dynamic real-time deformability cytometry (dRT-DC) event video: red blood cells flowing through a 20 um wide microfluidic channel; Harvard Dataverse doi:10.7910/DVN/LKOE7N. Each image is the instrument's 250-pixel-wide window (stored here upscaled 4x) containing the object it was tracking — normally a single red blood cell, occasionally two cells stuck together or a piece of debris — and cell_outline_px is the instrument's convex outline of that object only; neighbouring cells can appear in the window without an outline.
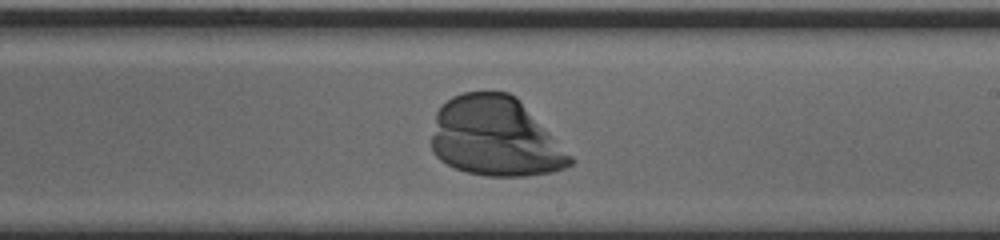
{"species": "human", "species_latin": "Homo sapiens", "temperature_condition": "cold", "stored_images_in_passage": 30, "camera_frame_rate_fps": 3000, "um_per_image_px": 0.085, "donor": {"sex": "male"}, "frame": {"image": 1, "passage_image": 15, "time_ms": 4.667, "image_size_px": [1000, 240], "cell_outline_px": [[572, 164], [564, 168], [552, 172], [528, 176], [484, 176], [464, 172], [440, 160], [432, 152], [432, 136], [436, 112], [440, 104], [452, 96], [464, 92], [508, 92], [516, 96], [572, 156]], "centroid_in_image_um": [42.06, 11.65], "position_along_channel_um": 246.9, "area_um2": 64.22}}